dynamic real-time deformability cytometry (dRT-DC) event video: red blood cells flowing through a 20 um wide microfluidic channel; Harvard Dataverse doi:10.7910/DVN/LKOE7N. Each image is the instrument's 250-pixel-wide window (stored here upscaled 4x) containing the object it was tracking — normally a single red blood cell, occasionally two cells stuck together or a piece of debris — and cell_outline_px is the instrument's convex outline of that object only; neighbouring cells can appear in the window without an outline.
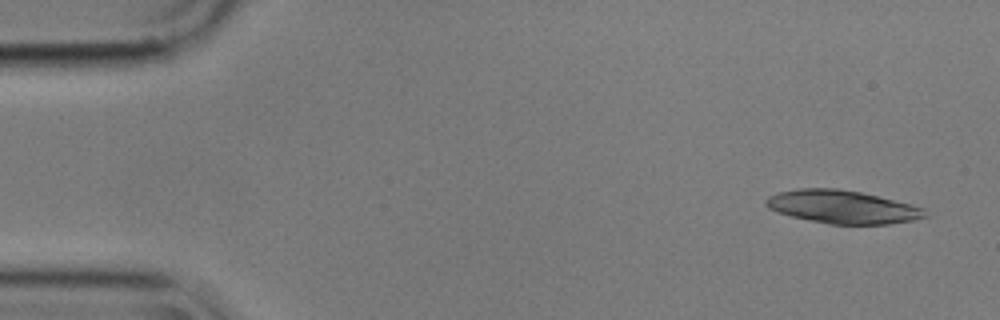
{"species": "common noctule bat (a hibernating species)", "species_latin": "Nyctalus noctula", "temperature_condition": "cold", "stored_images_in_passage": 5, "camera_frame_rate_fps": 3000, "um_per_image_px": 0.085, "animal": {"sex": "male", "body_mass_g": 17.9}, "frame": {"image": 1, "passage_image": 1, "time_ms": 0.0, "image_size_px": [1000, 320], "cell_outline_px": [[928, 216], [912, 220], [888, 224], [828, 224], [792, 216], [776, 212], [768, 208], [764, 204], [764, 200], [768, 196], [780, 192], [800, 188], [836, 188], [860, 192], [912, 204], [924, 208]], "centroid_in_image_um": [71.59, 17.58], "position_along_channel_um": 13.4, "area_um2": 30.63}}